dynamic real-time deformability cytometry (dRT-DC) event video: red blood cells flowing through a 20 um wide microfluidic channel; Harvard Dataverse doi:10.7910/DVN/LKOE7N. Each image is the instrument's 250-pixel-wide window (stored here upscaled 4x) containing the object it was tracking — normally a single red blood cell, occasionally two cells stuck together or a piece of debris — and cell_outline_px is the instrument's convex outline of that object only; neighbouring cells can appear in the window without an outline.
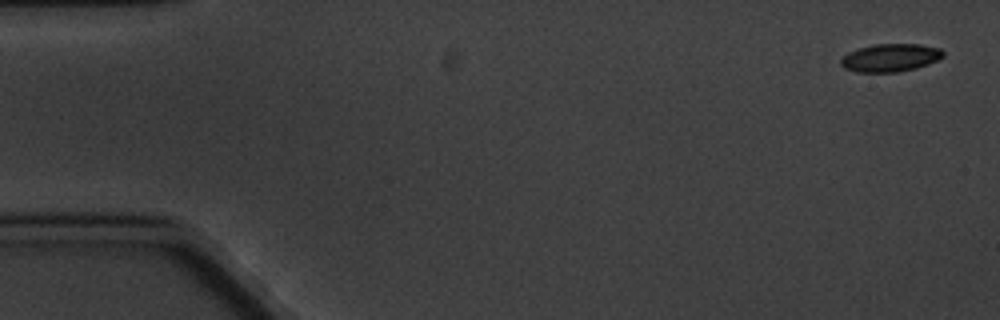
{"species": "common noctule bat (a hibernating species)", "species_latin": "Nyctalus noctula", "temperature_condition": "cold", "stored_images_in_passage": 7, "camera_frame_rate_fps": 3000, "um_per_image_px": 0.085, "animal": {"sex": "male", "body_mass_g": 20.1, "forearm_length_mm": 53.5}, "frame": {"image": 1, "passage_image": 1, "time_ms": 0.0, "image_size_px": [1000, 320], "cell_outline_px": [[944, 56], [928, 64], [916, 68], [896, 72], [856, 72], [844, 68], [840, 64], [840, 60], [848, 52], [860, 48], [876, 44], [920, 44], [940, 48], [944, 52]], "centroid_in_image_um": [75.68, 4.91], "position_along_channel_um": 9.3, "area_um2": 16.59}}
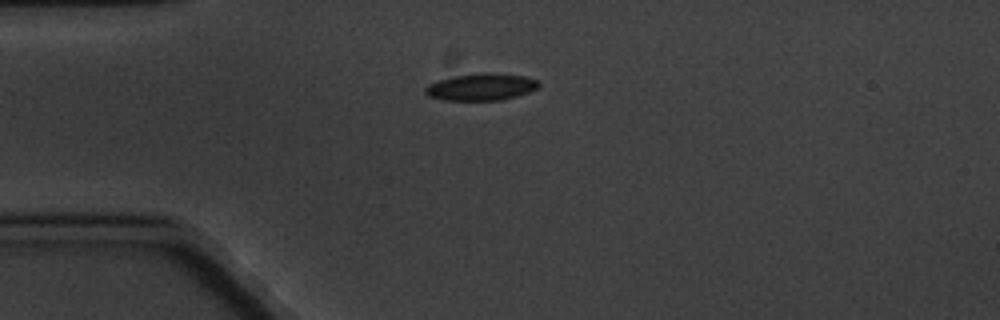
{"frame": {"image": 2, "passage_image": 4, "time_ms": 4.333, "image_size_px": [1000, 320], "cell_outline_px": [[540, 84], [536, 88], [528, 92], [516, 96], [500, 100], [444, 100], [428, 96], [424, 92], [424, 88], [428, 84], [440, 80], [456, 76], [480, 72], [496, 72], [524, 76], [536, 80]], "centroid_in_image_um": [40.88, 7.38], "position_along_channel_um": 44.1, "area_um2": 17.8}}